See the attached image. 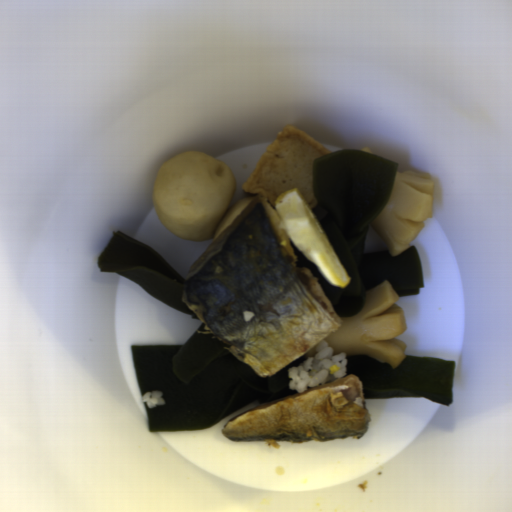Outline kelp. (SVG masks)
<instances>
[{
    "label": "kelp",
    "mask_w": 512,
    "mask_h": 512,
    "mask_svg": "<svg viewBox=\"0 0 512 512\" xmlns=\"http://www.w3.org/2000/svg\"><path fill=\"white\" fill-rule=\"evenodd\" d=\"M398 167L391 159L354 148L312 160V193L317 205L311 212L350 277L347 287L332 286L289 240L296 267L311 271L339 318L359 313L367 290L383 281L390 283L398 297L420 295L423 288L422 260L414 245L399 255L388 250L365 253L368 225L388 204Z\"/></svg>",
    "instance_id": "kelp-1"
},
{
    "label": "kelp",
    "mask_w": 512,
    "mask_h": 512,
    "mask_svg": "<svg viewBox=\"0 0 512 512\" xmlns=\"http://www.w3.org/2000/svg\"><path fill=\"white\" fill-rule=\"evenodd\" d=\"M97 266L100 272L120 274L141 285L158 301L199 319L183 300V277L147 243L113 231L97 258Z\"/></svg>",
    "instance_id": "kelp-4"
},
{
    "label": "kelp",
    "mask_w": 512,
    "mask_h": 512,
    "mask_svg": "<svg viewBox=\"0 0 512 512\" xmlns=\"http://www.w3.org/2000/svg\"><path fill=\"white\" fill-rule=\"evenodd\" d=\"M184 344L132 345L135 376L142 397L162 392L164 404L144 402L149 432L209 428L253 402L267 403L292 394L288 371L309 359L304 355L271 376L254 371L224 347L214 334L198 333Z\"/></svg>",
    "instance_id": "kelp-2"
},
{
    "label": "kelp",
    "mask_w": 512,
    "mask_h": 512,
    "mask_svg": "<svg viewBox=\"0 0 512 512\" xmlns=\"http://www.w3.org/2000/svg\"><path fill=\"white\" fill-rule=\"evenodd\" d=\"M346 359L345 377L360 379L365 399L424 396L446 406L453 402L455 361L408 355L393 368L367 355Z\"/></svg>",
    "instance_id": "kelp-3"
}]
</instances>
